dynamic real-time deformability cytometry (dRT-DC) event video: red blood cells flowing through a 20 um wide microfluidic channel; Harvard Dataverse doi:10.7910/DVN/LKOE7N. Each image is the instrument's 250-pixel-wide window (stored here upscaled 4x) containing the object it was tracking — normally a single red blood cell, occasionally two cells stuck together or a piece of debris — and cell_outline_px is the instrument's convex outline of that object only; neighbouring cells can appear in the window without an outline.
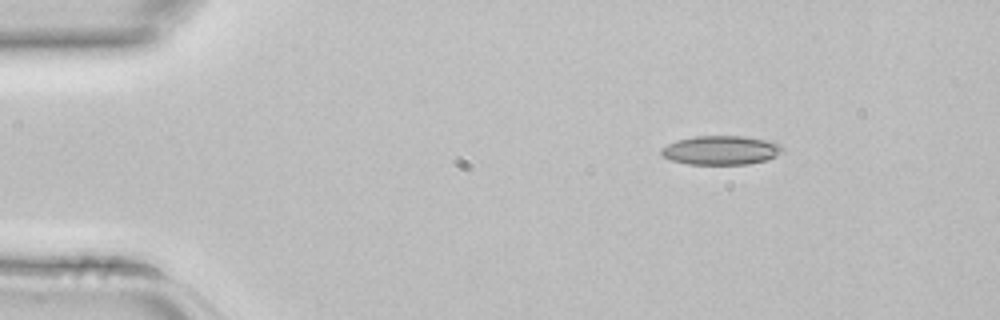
{"species": "common noctule bat (a hibernating species)", "species_latin": "Nyctalus noctula", "temperature_condition": "room temperature", "stored_images_in_passage": 3, "camera_frame_rate_fps": 3000, "um_per_image_px": 0.085, "animal": {"sex": "female", "body_mass_g": 22.7, "forearm_length_mm": 54.2}, "frame": {"image": 1, "passage_image": 1, "time_ms": 0.0, "image_size_px": [1000, 320], "cell_outline_px": [[784, 148], [776, 156], [768, 160], [748, 164], [688, 164], [672, 160], [664, 156], [660, 152], [660, 148], [676, 140], [696, 136], [748, 136], [780, 144]], "centroid_in_image_um": [61.28, 12.76], "position_along_channel_um": 23.7, "area_um2": 20.46}}